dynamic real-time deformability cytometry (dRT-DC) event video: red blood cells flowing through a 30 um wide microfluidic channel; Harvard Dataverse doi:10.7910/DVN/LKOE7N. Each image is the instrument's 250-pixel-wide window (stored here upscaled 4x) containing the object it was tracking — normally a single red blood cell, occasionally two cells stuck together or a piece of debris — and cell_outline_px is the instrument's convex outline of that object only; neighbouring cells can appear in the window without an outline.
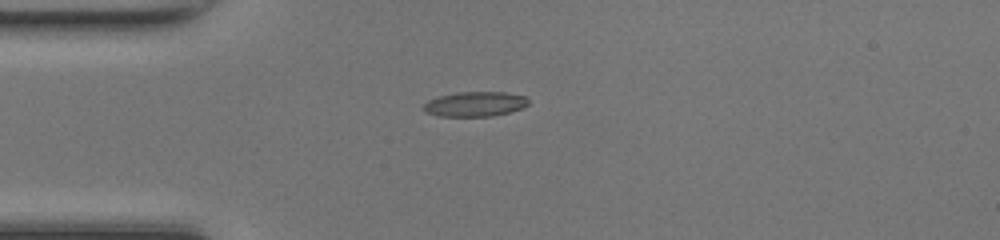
{"species": "common noctule bat (a hibernating species)", "species_latin": "Nyctalus noctula", "temperature_condition": "room temperature", "stored_images_in_passage": 37, "camera_frame_rate_fps": 3000, "um_per_image_px": 0.085, "animal": {"sex": "female", "body_mass_g": 17.0, "forearm_length_mm": 48.0}, "frame": {"image": 1, "passage_image": 1, "time_ms": 0.0, "image_size_px": [1000, 240], "cell_outline_px": [[528, 104], [520, 108], [508, 112], [492, 116], [440, 116], [424, 112], [420, 108], [428, 100], [436, 96], [456, 92], [508, 92], [528, 96]], "centroid_in_image_um": [40.33, 8.83], "position_along_channel_um": 44.7, "area_um2": 15.37}}
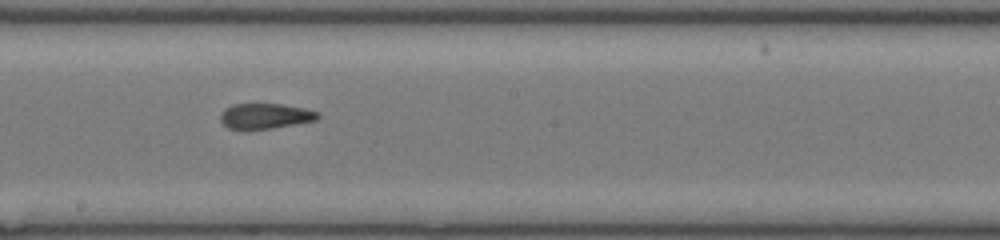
{"frame": {"image": 2, "passage_image": 15, "time_ms": 4.667, "image_size_px": [1000, 240], "cell_outline_px": [[320, 116], [316, 120], [272, 128], [228, 128], [220, 120], [220, 112], [224, 108], [232, 104], [280, 104], [304, 108], [320, 112]], "centroid_in_image_um": [22.54, 9.84], "position_along_channel_um": 225.7, "area_um2": 14.22}}
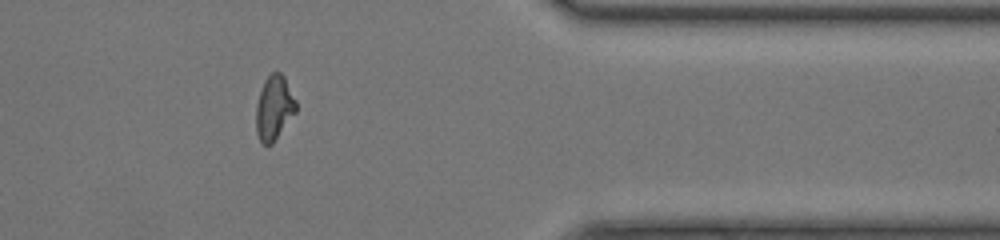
{"frame": {"image": 3, "passage_image": 28, "time_ms": 9.0, "image_size_px": [1000, 240], "cell_outline_px": [[296, 112], [272, 144], [264, 144], [260, 140], [256, 132], [256, 104], [264, 80], [272, 72], [280, 72], [284, 76], [296, 100]], "centroid_in_image_um": [23.3, 9.15], "position_along_channel_um": 388.1, "area_um2": 14.91}, "authors_computed_cell_mechanics": {"area_um2": 15.028, "velocity_mm_per_s": 4.2459, "shape_relaxation_time_tau1_ms": null, "shape_relaxation_time_tau2_ms": 1.1264, "deformation_change_tau1": null, "deformation_change_tau2": 0.0863}}